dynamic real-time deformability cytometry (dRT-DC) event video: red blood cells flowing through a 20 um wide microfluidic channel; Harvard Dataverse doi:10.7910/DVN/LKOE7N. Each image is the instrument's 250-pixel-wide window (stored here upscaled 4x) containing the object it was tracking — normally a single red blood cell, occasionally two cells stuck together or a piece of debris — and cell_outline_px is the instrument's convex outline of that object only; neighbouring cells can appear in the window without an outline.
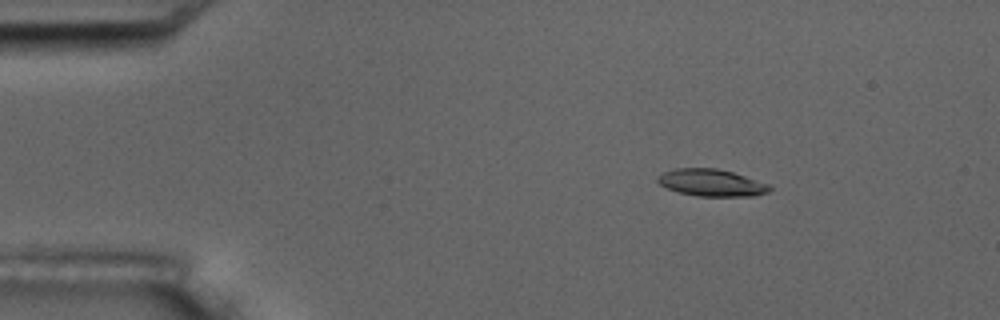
{"species": "common noctule bat (a hibernating species)", "species_latin": "Nyctalus noctula", "temperature_condition": "room temperature", "stored_images_in_passage": 5, "camera_frame_rate_fps": 3000, "um_per_image_px": 0.085, "animal": {"sex": "male", "body_mass_g": 17.5, "forearm_length_mm": 52.3}, "frame": {"image": 1, "passage_image": 2, "time_ms": 1.333, "image_size_px": [1000, 320], "cell_outline_px": [[772, 188], [768, 192], [756, 196], [696, 196], [676, 192], [660, 184], [656, 180], [664, 172], [676, 168], [716, 168], [732, 172], [768, 184]], "centroid_in_image_um": [60.47, 15.54], "position_along_channel_um": 24.5, "area_um2": 17.51}}
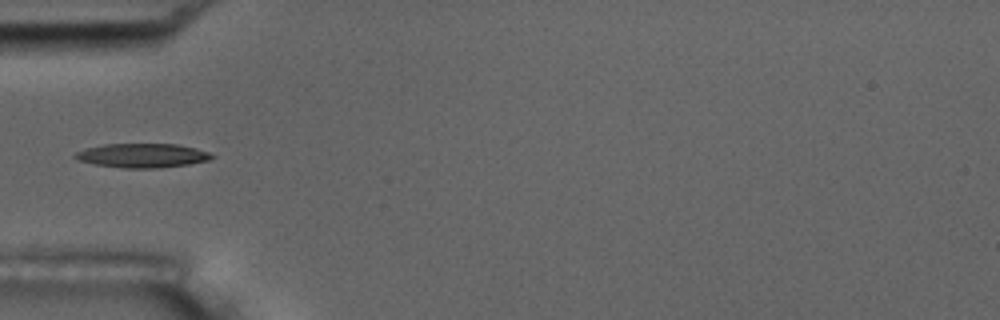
{"frame": {"image": 2, "passage_image": 5, "time_ms": 4.667, "image_size_px": [1000, 320], "cell_outline_px": [[216, 156], [208, 160], [188, 164], [156, 168], [124, 168], [96, 164], [80, 160], [72, 156], [76, 152], [84, 148], [104, 144], [176, 144], [196, 148], [208, 152]], "centroid_in_image_um": [12.09, 13.21], "position_along_channel_um": 72.9, "area_um2": 19.07}}